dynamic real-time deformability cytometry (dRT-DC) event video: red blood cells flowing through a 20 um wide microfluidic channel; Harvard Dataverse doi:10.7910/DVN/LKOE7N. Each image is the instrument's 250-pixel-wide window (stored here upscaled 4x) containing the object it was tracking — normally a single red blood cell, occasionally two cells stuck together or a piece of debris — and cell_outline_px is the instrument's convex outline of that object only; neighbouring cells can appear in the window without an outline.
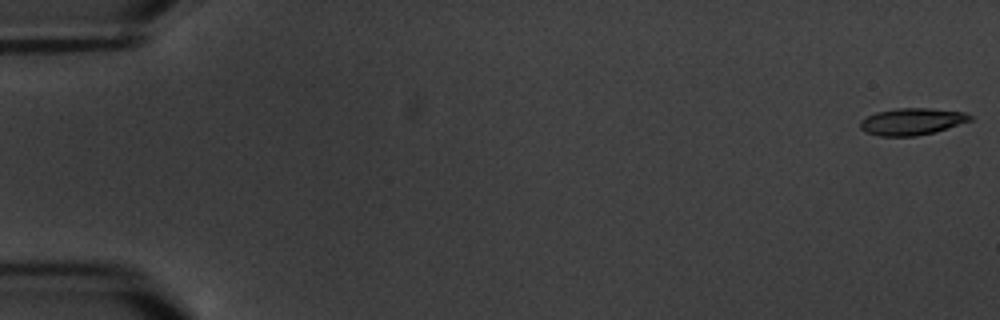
{"species": "common noctule bat (a hibernating species)", "species_latin": "Nyctalus noctula", "temperature_condition": "warm", "stored_images_in_passage": 17, "camera_frame_rate_fps": 3000, "um_per_image_px": 0.085, "animal": {"sex": "male", "body_mass_g": 20.1, "forearm_length_mm": 53.5}, "frame": {"image": 1, "passage_image": 1, "time_ms": 0.0, "image_size_px": [1000, 320], "cell_outline_px": [[972, 120], [932, 132], [916, 136], [880, 136], [864, 132], [860, 128], [860, 120], [876, 112], [896, 108], [928, 108], [964, 112], [972, 116]], "centroid_in_image_um": [77.46, 10.32], "position_along_channel_um": 7.5, "area_um2": 17.05}}
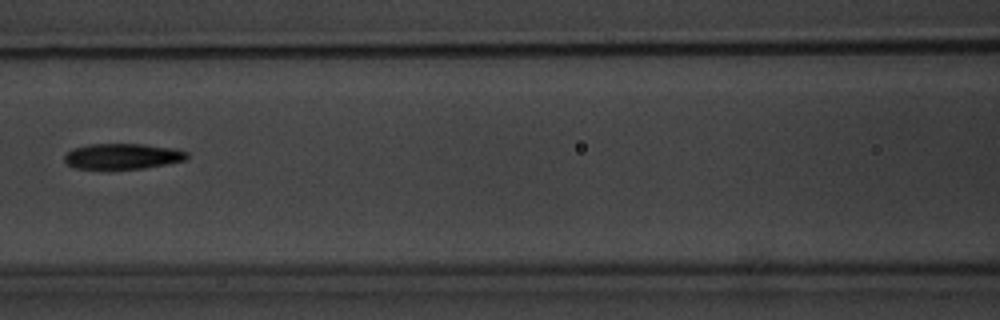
{"frame": {"image": 2, "passage_image": 8, "time_ms": 9.0, "image_size_px": [1000, 320], "cell_outline_px": [[188, 156], [184, 160], [144, 168], [76, 168], [68, 164], [64, 160], [64, 156], [72, 148], [88, 144], [144, 144], [176, 148], [188, 152]], "centroid_in_image_um": [10.42, 13.26], "position_along_channel_um": 156.2, "area_um2": 18.09}}
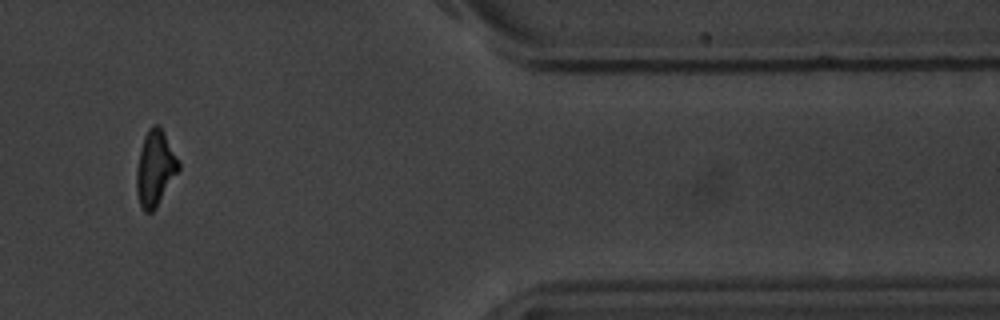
{"frame": {"image": 3, "passage_image": 15, "time_ms": 17.0, "image_size_px": [1000, 320], "cell_outline_px": [[180, 168], [156, 208], [152, 212], [144, 212], [140, 204], [136, 192], [136, 168], [140, 148], [144, 136], [148, 128], [152, 124], [160, 124], [180, 160]], "centroid_in_image_um": [13.19, 14.26], "position_along_channel_um": 398.2, "area_um2": 18.84}, "authors_computed_cell_mechanics": {"area_um2": 18.496, "velocity_mm_per_s": 3.3987, "shape_relaxation_time_tau1_ms": 7.0762, "shape_relaxation_time_tau2_ms": null, "deformation_change_tau1": 0.1904, "deformation_change_tau2": null}}